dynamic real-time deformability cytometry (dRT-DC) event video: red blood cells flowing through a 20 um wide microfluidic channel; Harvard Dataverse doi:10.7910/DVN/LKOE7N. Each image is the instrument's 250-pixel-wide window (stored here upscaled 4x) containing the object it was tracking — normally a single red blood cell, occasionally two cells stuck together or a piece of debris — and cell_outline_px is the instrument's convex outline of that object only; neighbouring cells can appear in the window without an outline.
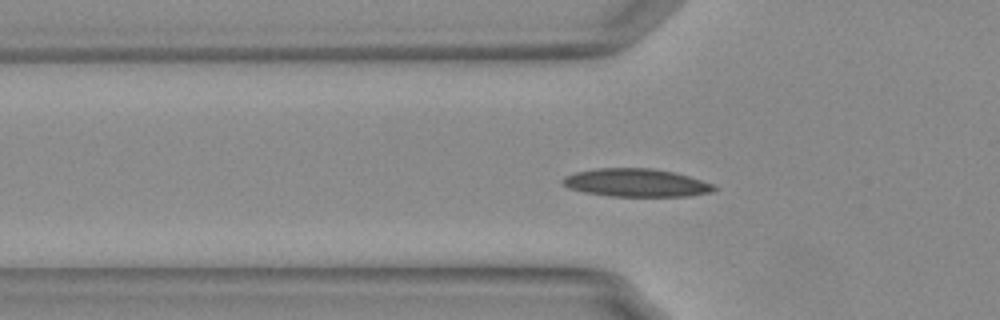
{"species": "Egyptian fruit bat (a non-hibernating species)", "species_latin": "Rousettus aegyptiacus", "temperature_condition": "warm", "stored_images_in_passage": 55, "camera_frame_rate_fps": 3000, "um_per_image_px": 0.085, "animal": {"sex": "female"}, "frame": {"image": 1, "passage_image": 18, "time_ms": 5.667, "image_size_px": [1000, 320], "cell_outline_px": [[716, 188], [712, 192], [688, 196], [608, 196], [584, 192], [568, 188], [560, 180], [564, 176], [576, 172], [596, 168], [652, 168], [672, 172], [688, 176], [712, 184]], "centroid_in_image_um": [54.02, 15.53], "position_along_channel_um": 71.8, "area_um2": 24.62}}
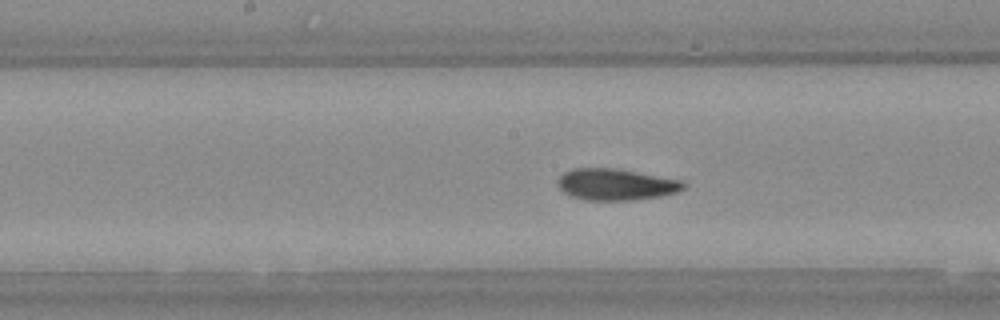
{"frame": {"image": 2, "passage_image": 28, "time_ms": 9.0, "image_size_px": [1000, 320], "cell_outline_px": [[684, 188], [676, 192], [660, 196], [632, 200], [584, 200], [572, 196], [564, 192], [556, 184], [556, 180], [564, 172], [572, 168], [616, 168], [680, 180], [684, 184]], "centroid_in_image_um": [52.29, 15.67], "position_along_channel_um": 195.9, "area_um2": 22.95}}
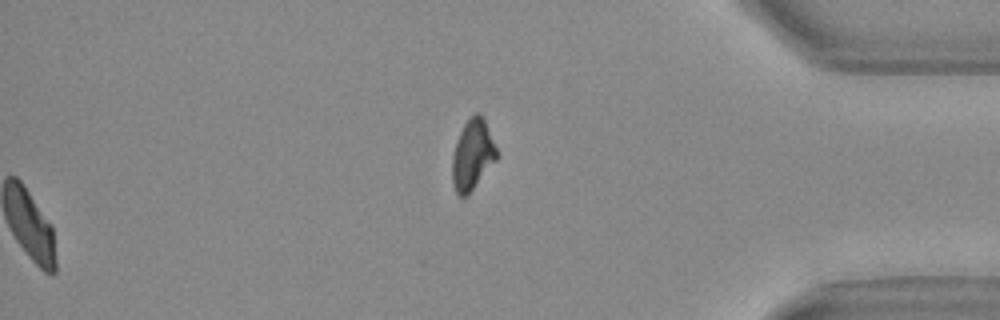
{"frame": {"image": 3, "passage_image": 55, "time_ms": 18.0, "image_size_px": [1000, 320], "cell_outline_px": [[496, 160], [468, 196], [460, 196], [456, 192], [452, 184], [452, 156], [456, 140], [464, 124], [476, 112], [480, 112], [484, 116], [496, 148]], "centroid_in_image_um": [40.15, 13.16], "position_along_channel_um": 395.1, "area_um2": 18.26}, "authors_computed_cell_mechanics": {"area_um2": 22.7154, "velocity_mm_per_s": 3.7257, "shape_relaxation_time_tau1_ms": 3.4846, "shape_relaxation_time_tau2_ms": 1.2881, "deformation_change_tau1": 0.1751, "deformation_change_tau2": 0.0739}}